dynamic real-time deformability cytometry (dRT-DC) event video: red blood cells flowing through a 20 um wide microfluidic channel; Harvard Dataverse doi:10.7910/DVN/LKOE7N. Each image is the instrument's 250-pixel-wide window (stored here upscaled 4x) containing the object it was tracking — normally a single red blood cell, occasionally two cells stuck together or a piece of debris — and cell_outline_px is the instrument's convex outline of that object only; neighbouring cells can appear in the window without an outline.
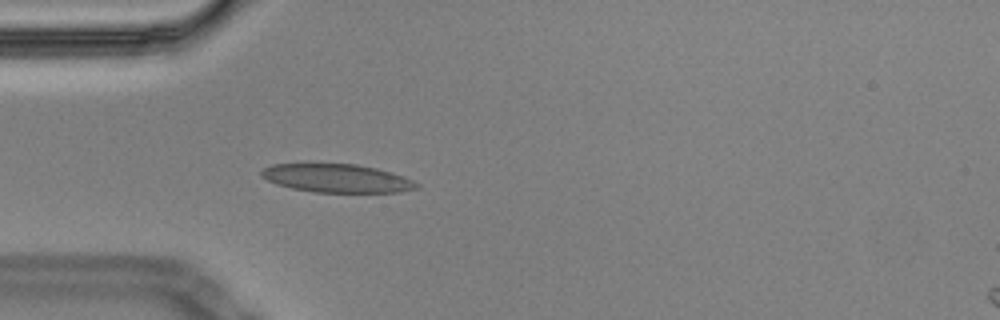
{"species": "Egyptian fruit bat (a non-hibernating species)", "species_latin": "Rousettus aegyptiacus", "temperature_condition": "cold", "stored_images_in_passage": 44, "camera_frame_rate_fps": 3000, "um_per_image_px": 0.085, "animal": {"sex": "male"}, "frame": {"image": 1, "passage_image": 3, "time_ms": 0.667, "image_size_px": [1000, 320], "cell_outline_px": [[420, 188], [400, 192], [312, 192], [292, 188], [276, 184], [260, 176], [260, 172], [264, 168], [272, 164], [356, 164], [376, 168], [392, 172], [404, 176], [420, 184]], "centroid_in_image_um": [28.66, 15.15], "position_along_channel_um": 56.3, "area_um2": 25.72}}
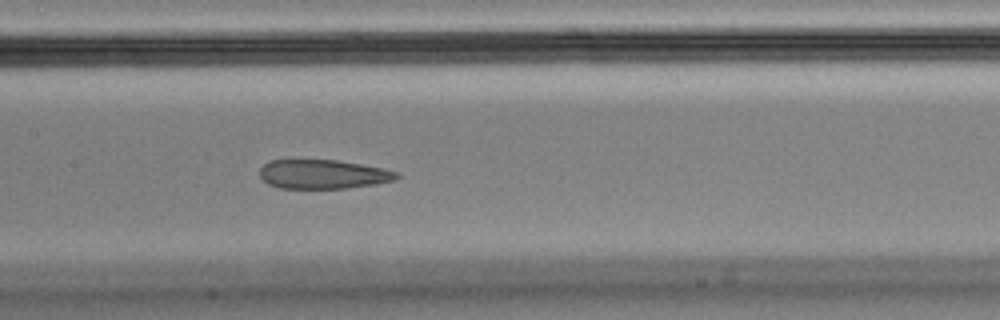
{"frame": {"image": 2, "passage_image": 14, "time_ms": 4.333, "image_size_px": [1000, 320], "cell_outline_px": [[400, 176], [392, 180], [376, 184], [348, 188], [280, 188], [268, 184], [260, 176], [260, 168], [268, 160], [336, 160], [384, 168], [400, 172]], "centroid_in_image_um": [27.47, 14.81], "position_along_channel_um": 179.9, "area_um2": 23.24}}
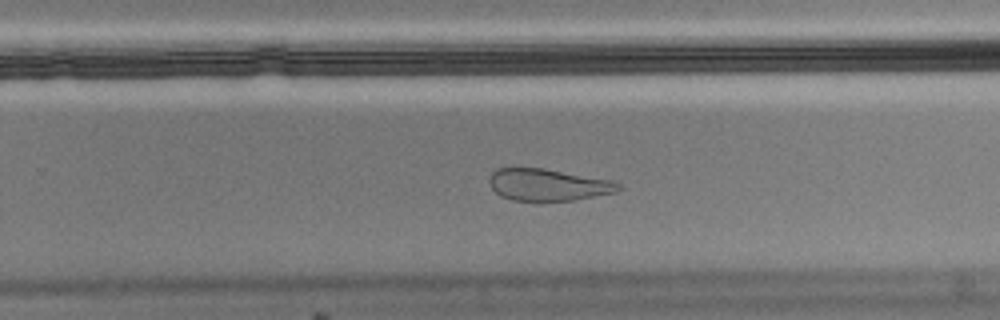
{"frame": {"image": 3, "passage_image": 23, "time_ms": 7.333, "image_size_px": [1000, 320], "cell_outline_px": [[624, 188], [616, 192], [572, 200], [512, 200], [500, 196], [492, 188], [488, 180], [492, 172], [496, 168], [544, 168], [612, 180], [620, 184]], "centroid_in_image_um": [46.59, 15.69], "position_along_channel_um": 283.2, "area_um2": 23.93}, "authors_computed_cell_mechanics": {"area_um2": 26.5591, "velocity_mm_per_s": 3.4526, "shape_relaxation_time_tau1_ms": null, "shape_relaxation_time_tau2_ms": 2.0455, "deformation_change_tau1": null, "deformation_change_tau2": 0.0827}}